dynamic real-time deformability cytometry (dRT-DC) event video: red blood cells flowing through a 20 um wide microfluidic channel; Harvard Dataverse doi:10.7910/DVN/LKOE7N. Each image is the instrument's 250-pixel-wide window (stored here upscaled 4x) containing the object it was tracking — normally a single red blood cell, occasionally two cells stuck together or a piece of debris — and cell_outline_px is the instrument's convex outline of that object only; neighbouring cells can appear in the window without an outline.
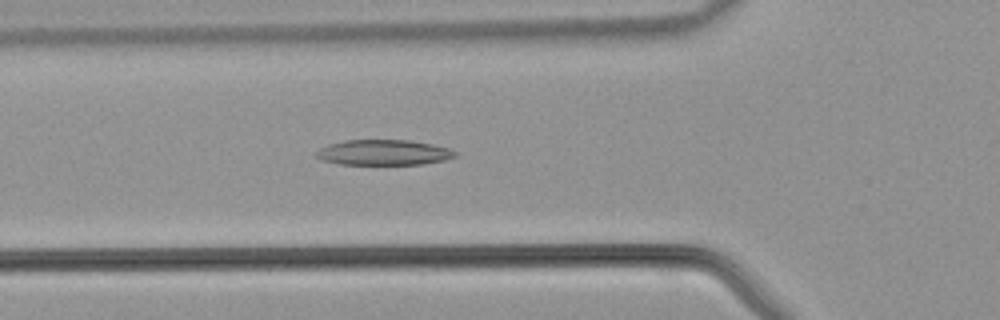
{"species": "common noctule bat (a hibernating species)", "species_latin": "Nyctalus noctula", "temperature_condition": "warm", "stored_images_in_passage": 34, "camera_frame_rate_fps": 3000, "um_per_image_px": 0.085, "animal": {"sex": "male", "body_mass_g": 21.5, "forearm_length_mm": 52.0}, "frame": {"image": 1, "passage_image": 12, "time_ms": 3.667, "image_size_px": [1000, 320], "cell_outline_px": [[456, 156], [444, 160], [420, 164], [340, 164], [324, 160], [316, 156], [316, 152], [320, 148], [328, 144], [344, 140], [408, 140], [432, 144], [448, 148], [456, 152]], "centroid_in_image_um": [32.6, 12.95], "position_along_channel_um": 93.2, "area_um2": 20.35}}
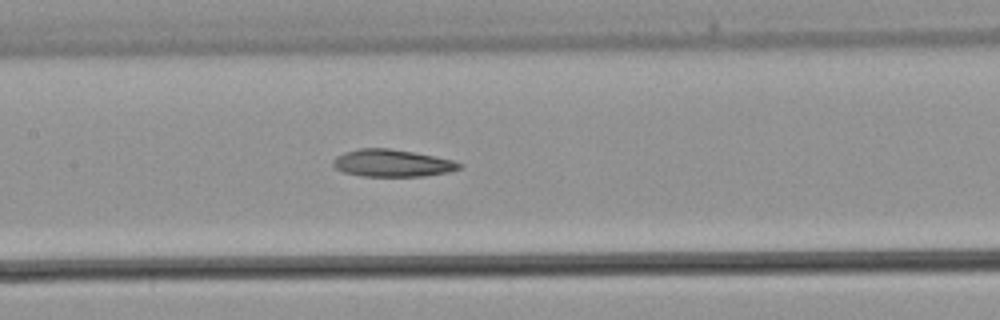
{"frame": {"image": 2, "passage_image": 17, "time_ms": 5.333, "image_size_px": [1000, 320], "cell_outline_px": [[464, 164], [460, 168], [448, 172], [424, 176], [364, 176], [344, 172], [336, 168], [332, 164], [332, 160], [336, 156], [344, 152], [360, 148], [388, 148], [412, 152], [452, 160]], "centroid_in_image_um": [33.31, 13.86], "position_along_channel_um": 174.1, "area_um2": 19.88}}
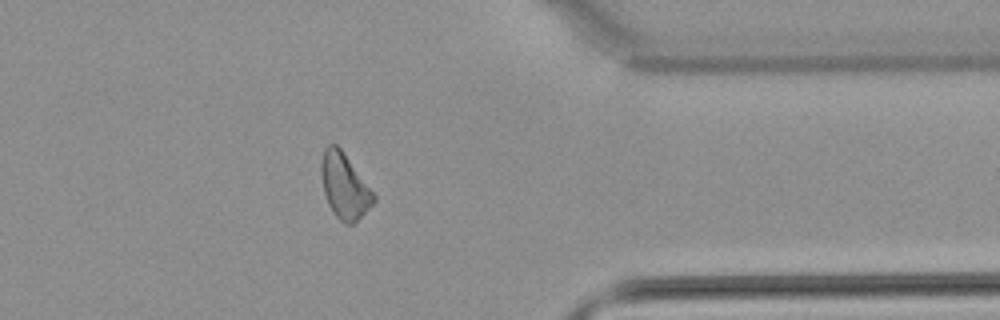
{"frame": {"image": 3, "passage_image": 31, "time_ms": 10.0, "image_size_px": [1000, 320], "cell_outline_px": [[376, 200], [352, 224], [344, 224], [332, 212], [328, 204], [324, 192], [320, 168], [320, 164], [324, 148], [328, 144], [336, 144], [340, 148], [376, 196]], "centroid_in_image_um": [29.25, 15.81], "position_along_channel_um": 382.2, "area_um2": 19.54}}